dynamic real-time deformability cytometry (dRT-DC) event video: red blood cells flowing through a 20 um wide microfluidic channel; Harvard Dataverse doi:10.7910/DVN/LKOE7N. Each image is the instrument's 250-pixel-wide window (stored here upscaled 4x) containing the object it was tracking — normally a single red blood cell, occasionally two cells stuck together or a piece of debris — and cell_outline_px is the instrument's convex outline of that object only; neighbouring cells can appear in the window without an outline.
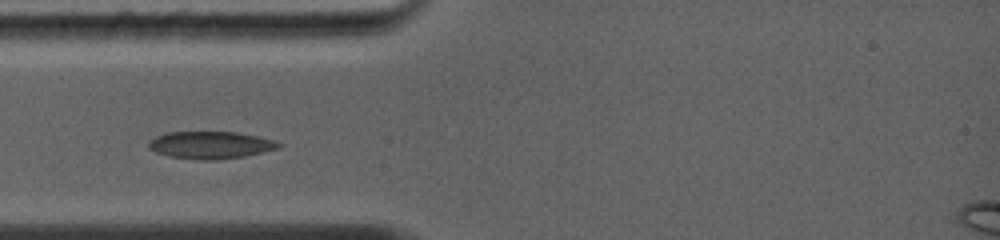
{"species": "common noctule bat (a hibernating species)", "species_latin": "Nyctalus noctula", "temperature_condition": "warm", "stored_images_in_passage": 26, "camera_frame_rate_fps": 5000, "um_per_image_px": 0.085, "animal": {"sex": "female", "body_mass_g": 19.0, "forearm_length_mm": 56.7}, "frame": {"image": 1, "passage_image": 1, "time_ms": 0.0, "image_size_px": [1000, 240], "cell_outline_px": [[280, 148], [244, 156], [216, 160], [200, 160], [168, 156], [156, 152], [148, 148], [148, 140], [156, 136], [168, 132], [236, 132], [256, 136], [272, 140], [280, 144]], "centroid_in_image_um": [17.84, 12.33], "position_along_channel_um": 67.2, "area_um2": 20.58}}
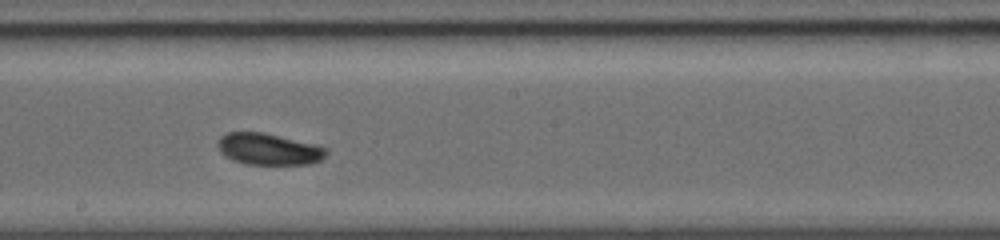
{"frame": {"image": 2, "passage_image": 12, "time_ms": 3.6, "image_size_px": [1000, 240], "cell_outline_px": [[328, 152], [320, 160], [308, 164], [248, 164], [232, 160], [224, 156], [220, 152], [216, 144], [220, 136], [228, 132], [264, 132], [320, 144], [328, 148]], "centroid_in_image_um": [22.85, 12.66], "position_along_channel_um": 225.3, "area_um2": 20.35}}
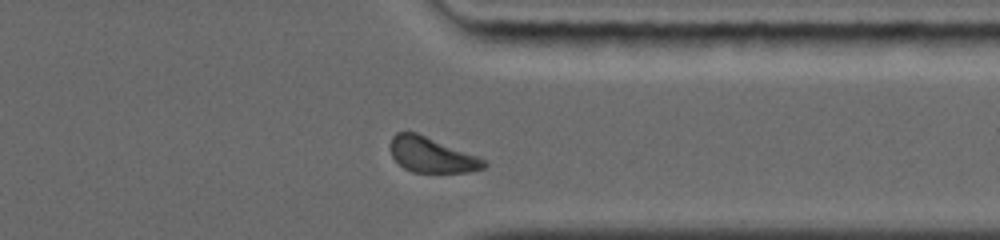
{"frame": {"image": 3, "passage_image": 22, "time_ms": 7.0, "image_size_px": [1000, 240], "cell_outline_px": [[488, 164], [484, 168], [468, 172], [412, 172], [404, 168], [392, 156], [388, 148], [388, 144], [392, 136], [396, 132], [416, 132], [476, 156], [484, 160]], "centroid_in_image_um": [36.63, 13.16], "position_along_channel_um": 374.8, "area_um2": 19.07}}